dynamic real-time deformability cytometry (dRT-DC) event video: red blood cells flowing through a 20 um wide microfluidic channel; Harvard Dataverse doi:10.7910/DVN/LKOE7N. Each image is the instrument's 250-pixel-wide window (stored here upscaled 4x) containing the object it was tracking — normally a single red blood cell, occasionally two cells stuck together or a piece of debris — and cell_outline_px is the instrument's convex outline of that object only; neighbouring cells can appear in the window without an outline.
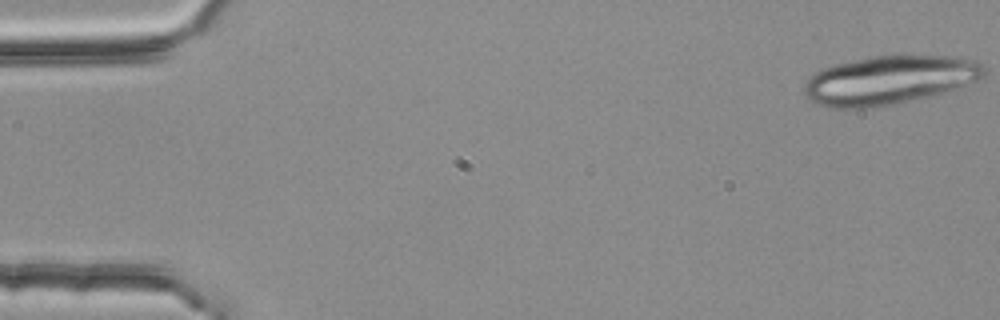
{"species": "common noctule bat (a hibernating species)", "species_latin": "Nyctalus noctula", "temperature_condition": "room temperature", "stored_images_in_passage": 5, "camera_frame_rate_fps": 3000, "um_per_image_px": 0.085, "animal": {"sex": "female", "body_mass_g": 25.1}, "frame": {"image": 1, "passage_image": 1, "time_ms": 0.0, "image_size_px": [1000, 320], "cell_outline_px": [[984, 76], [976, 80], [944, 92], [932, 96], [896, 104], [868, 108], [828, 108], [808, 100], [804, 92], [804, 84], [808, 76], [824, 68], [836, 64], [872, 56], [900, 52], [904, 52], [956, 56], [980, 60], [984, 64]], "centroid_in_image_um": [75.62, 6.76], "position_along_channel_um": 9.4, "area_um2": 52.48}}